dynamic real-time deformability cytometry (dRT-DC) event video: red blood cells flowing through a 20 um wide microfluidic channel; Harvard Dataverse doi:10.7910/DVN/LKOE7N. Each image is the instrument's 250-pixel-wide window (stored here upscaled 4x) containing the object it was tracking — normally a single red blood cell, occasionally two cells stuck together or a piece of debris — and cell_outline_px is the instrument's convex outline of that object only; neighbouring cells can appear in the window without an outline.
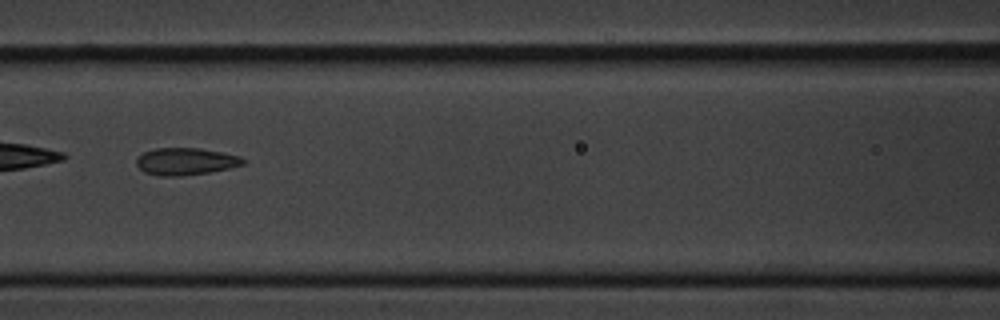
{"species": "common noctule bat (a hibernating species)", "species_latin": "Nyctalus noctula", "temperature_condition": "cold", "stored_images_in_passage": 13, "camera_frame_rate_fps": 3000, "um_per_image_px": 0.085, "animal": {"sex": "male", "body_mass_g": 20.1, "forearm_length_mm": 53.5}, "frame": {"image": 1, "passage_image": 4, "time_ms": 3.333, "image_size_px": [1000, 320], "cell_outline_px": [[244, 164], [228, 168], [208, 172], [180, 176], [160, 176], [144, 172], [136, 164], [136, 156], [144, 152], [156, 148], [200, 148], [240, 156], [244, 160]], "centroid_in_image_um": [15.73, 13.72], "position_along_channel_um": 150.9, "area_um2": 16.76}}
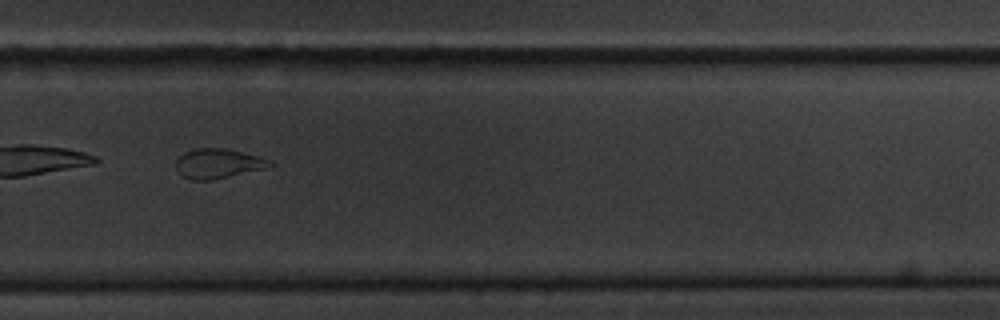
{"frame": {"image": 2, "passage_image": 8, "time_ms": 8.0, "image_size_px": [1000, 320], "cell_outline_px": [[272, 164], [264, 168], [212, 180], [192, 180], [184, 176], [176, 168], [176, 160], [184, 152], [196, 148], [224, 148], [272, 160]], "centroid_in_image_um": [18.49, 13.89], "position_along_channel_um": 311.3, "area_um2": 15.84}}
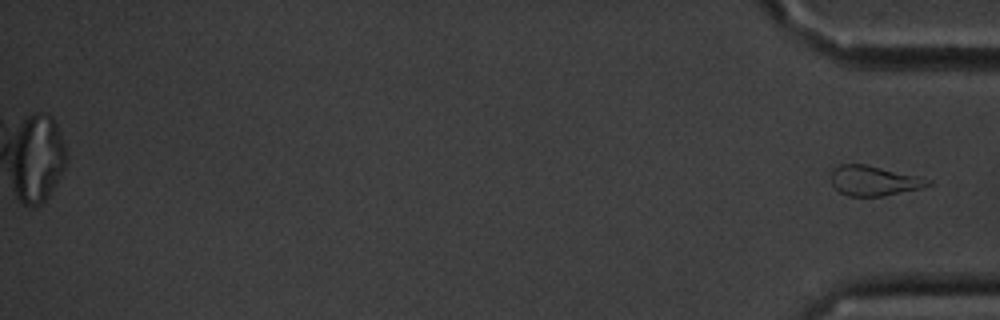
{"frame": {"image": 3, "passage_image": 13, "time_ms": 14.333, "image_size_px": [1000, 320], "cell_outline_px": [[932, 184], [920, 188], [884, 196], [848, 196], [840, 192], [832, 184], [832, 172], [840, 164], [864, 164], [920, 176], [932, 180]], "centroid_in_image_um": [74.32, 15.36], "position_along_channel_um": 360.9, "area_um2": 16.76}}